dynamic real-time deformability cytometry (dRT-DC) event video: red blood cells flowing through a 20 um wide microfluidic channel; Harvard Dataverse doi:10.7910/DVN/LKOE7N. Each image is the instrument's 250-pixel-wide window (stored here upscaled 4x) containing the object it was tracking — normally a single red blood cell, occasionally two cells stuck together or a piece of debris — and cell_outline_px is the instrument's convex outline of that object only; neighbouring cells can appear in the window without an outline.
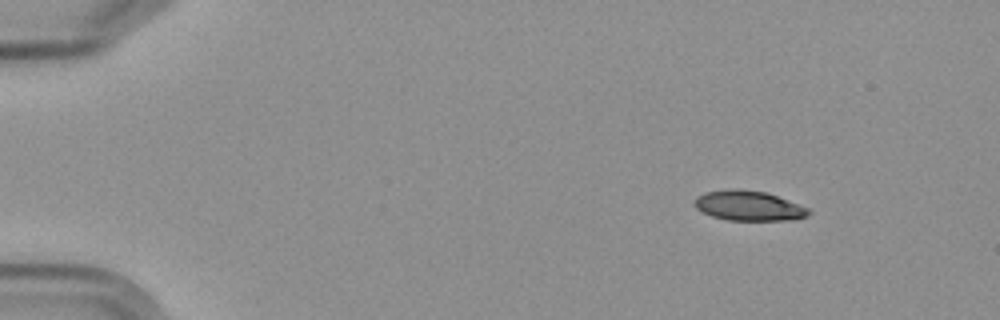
{"species": "Egyptian fruit bat (a non-hibernating species)", "species_latin": "Rousettus aegyptiacus", "temperature_condition": "cold", "stored_images_in_passage": 4, "camera_frame_rate_fps": 3000, "um_per_image_px": 0.085, "frame": {"image": 1, "passage_image": 1, "time_ms": 0.0, "image_size_px": [1000, 320], "cell_outline_px": [[812, 212], [808, 216], [796, 220], [728, 220], [712, 216], [700, 212], [692, 204], [692, 200], [696, 196], [704, 192], [764, 192], [776, 196], [808, 208]], "centroid_in_image_um": [63.63, 17.55], "position_along_channel_um": 21.4, "area_um2": 19.19}}
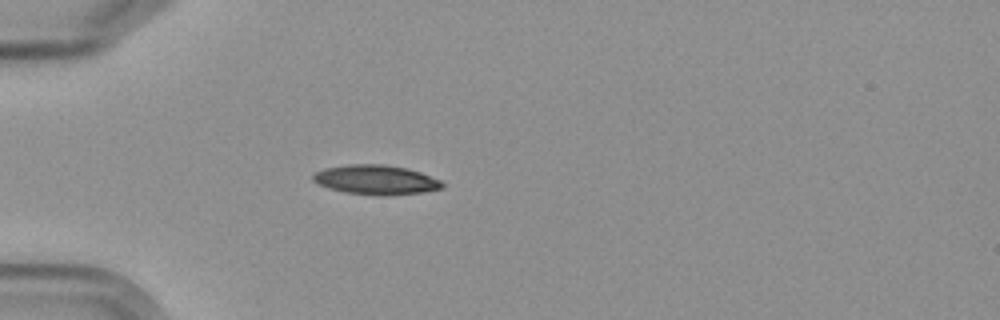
{"frame": {"image": 2, "passage_image": 4, "time_ms": 3.333, "image_size_px": [1000, 320], "cell_outline_px": [[444, 184], [440, 188], [424, 192], [380, 196], [344, 192], [328, 188], [316, 184], [312, 180], [312, 176], [316, 172], [324, 168], [348, 164], [384, 164], [408, 168], [420, 172], [440, 180]], "centroid_in_image_um": [31.91, 15.28], "position_along_channel_um": 53.1, "area_um2": 22.31}}